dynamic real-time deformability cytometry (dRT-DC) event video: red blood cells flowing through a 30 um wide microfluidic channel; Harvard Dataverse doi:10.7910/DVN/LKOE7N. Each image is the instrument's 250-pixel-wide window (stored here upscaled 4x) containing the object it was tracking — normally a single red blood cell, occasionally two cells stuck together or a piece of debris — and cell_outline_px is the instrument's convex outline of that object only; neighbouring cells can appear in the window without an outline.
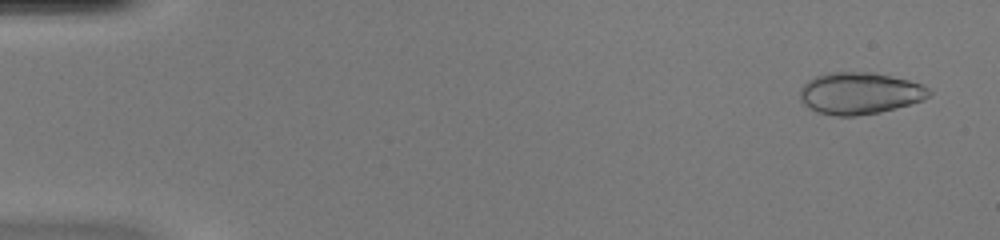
{"species": "common noctule bat (a hibernating species)", "species_latin": "Nyctalus noctula", "temperature_condition": "warm", "stored_images_in_passage": 49, "segment_of_instrument_passage": [1, 2], "camera_frame_rate_fps": 3000, "um_per_image_px": 0.085, "animal": {"sex": "female", "body_mass_g": 20.0, "forearm_length_mm": 54.0}, "frame": {"image": 1, "passage_image": 3, "time_ms": 0.667, "image_size_px": [1000, 240], "cell_outline_px": [[932, 92], [924, 100], [896, 108], [880, 112], [856, 116], [836, 116], [816, 112], [808, 108], [800, 100], [800, 88], [808, 80], [816, 76], [828, 72], [872, 72], [908, 80], [924, 84]], "centroid_in_image_um": [73.07, 7.93], "position_along_channel_um": 11.9, "area_um2": 31.67}}